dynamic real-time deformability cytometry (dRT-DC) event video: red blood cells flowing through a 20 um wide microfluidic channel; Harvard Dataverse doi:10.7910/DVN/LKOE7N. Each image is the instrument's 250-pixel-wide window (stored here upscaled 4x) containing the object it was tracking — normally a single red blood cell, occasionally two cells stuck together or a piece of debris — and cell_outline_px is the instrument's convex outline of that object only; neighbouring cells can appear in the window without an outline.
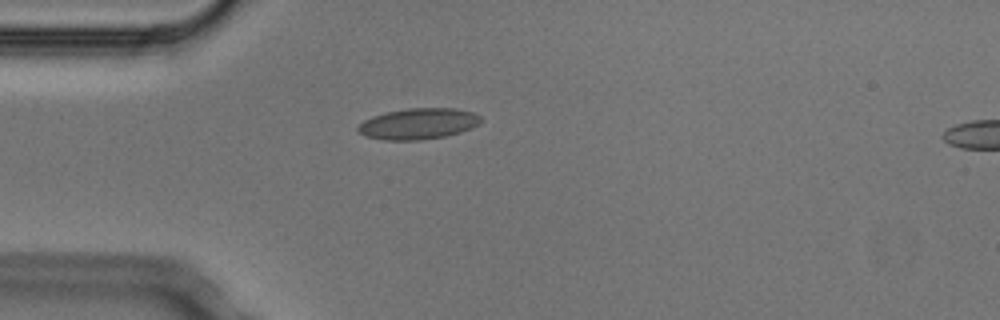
{"species": "Egyptian fruit bat (a non-hibernating species)", "species_latin": "Rousettus aegyptiacus", "temperature_condition": "cold", "stored_images_in_passage": 4, "camera_frame_rate_fps": 3000, "um_per_image_px": 0.085, "animal": {"sex": "male"}, "frame": {"image": 1, "passage_image": 4, "time_ms": 1.0, "image_size_px": [1000, 320], "cell_outline_px": [[484, 120], [480, 124], [472, 128], [460, 132], [444, 136], [420, 140], [384, 140], [364, 136], [356, 132], [356, 128], [364, 120], [372, 116], [388, 112], [408, 108], [456, 108], [472, 112], [480, 116]], "centroid_in_image_um": [35.56, 10.52], "position_along_channel_um": 49.4, "area_um2": 22.37}}